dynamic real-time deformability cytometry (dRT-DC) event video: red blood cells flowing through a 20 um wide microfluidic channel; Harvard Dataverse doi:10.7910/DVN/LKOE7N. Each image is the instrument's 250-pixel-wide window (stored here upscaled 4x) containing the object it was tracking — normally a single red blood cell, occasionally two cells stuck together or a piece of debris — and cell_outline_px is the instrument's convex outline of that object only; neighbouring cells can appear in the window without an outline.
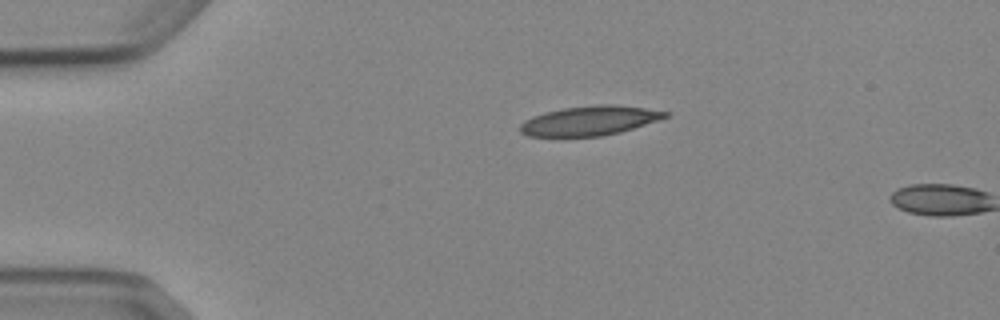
{"species": "Egyptian fruit bat (a non-hibernating species)", "species_latin": "Rousettus aegyptiacus", "temperature_condition": "cold", "stored_images_in_passage": 2, "camera_frame_rate_fps": 3000, "um_per_image_px": 0.085, "animal": {"sex": "female"}, "frame": {"image": 1, "passage_image": 1, "time_ms": 0.0, "image_size_px": [1000, 320], "cell_outline_px": [[672, 112], [668, 116], [620, 132], [600, 136], [528, 136], [520, 132], [520, 124], [524, 120], [532, 116], [544, 112], [564, 108], [596, 104], [612, 104], [644, 108]], "centroid_in_image_um": [50.08, 10.25], "position_along_channel_um": 34.9, "area_um2": 24.74}}